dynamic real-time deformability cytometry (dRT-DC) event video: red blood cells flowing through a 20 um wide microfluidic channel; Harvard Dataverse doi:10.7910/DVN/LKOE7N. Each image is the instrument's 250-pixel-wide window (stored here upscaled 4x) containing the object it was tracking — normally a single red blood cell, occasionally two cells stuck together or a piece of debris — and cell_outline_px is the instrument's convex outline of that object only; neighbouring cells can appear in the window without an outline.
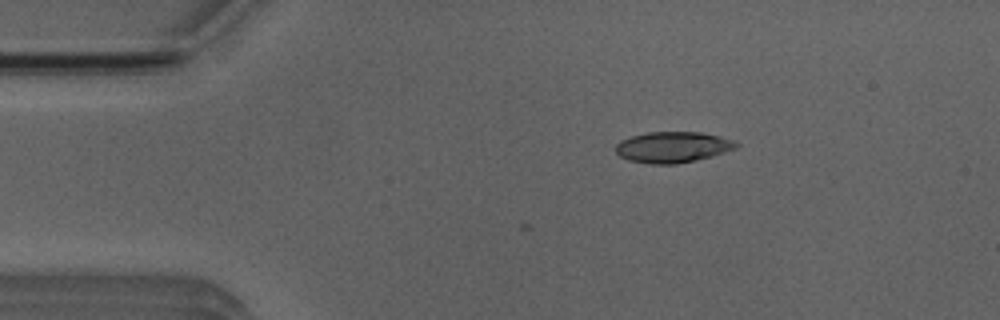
{"species": "Egyptian fruit bat (a non-hibernating species)", "species_latin": "Rousettus aegyptiacus", "temperature_condition": "room temperature", "stored_images_in_passage": 2, "camera_frame_rate_fps": 3000, "um_per_image_px": 0.085, "animal": {"sex": "male"}, "frame": {"image": 1, "passage_image": 1, "time_ms": 0.0, "image_size_px": [1000, 320], "cell_outline_px": [[740, 144], [736, 148], [712, 156], [676, 164], [648, 164], [628, 160], [620, 156], [616, 152], [616, 144], [620, 140], [632, 136], [648, 132], [700, 132], [720, 136], [732, 140]], "centroid_in_image_um": [57.16, 12.5], "position_along_channel_um": 27.8, "area_um2": 21.68}}